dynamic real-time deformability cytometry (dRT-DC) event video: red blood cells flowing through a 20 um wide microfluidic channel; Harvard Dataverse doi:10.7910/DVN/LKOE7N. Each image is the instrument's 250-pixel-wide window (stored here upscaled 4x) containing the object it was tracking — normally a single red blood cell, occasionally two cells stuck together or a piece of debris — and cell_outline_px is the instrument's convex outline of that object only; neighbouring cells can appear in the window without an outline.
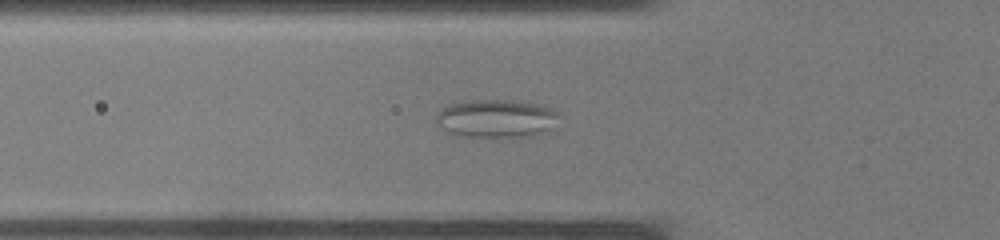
{"species": "common noctule bat (a hibernating species)", "species_latin": "Nyctalus noctula", "temperature_condition": "warm", "stored_images_in_passage": 34, "segment_of_instrument_passage": [1, 2], "camera_frame_rate_fps": 3000, "um_per_image_px": 0.085, "animal": {"sex": "male", "body_mass_g": 19.0, "forearm_length_mm": 50.8}, "frame": {"image": 1, "passage_image": 9, "time_ms": 2.667, "image_size_px": [1000, 240], "cell_outline_px": [[560, 112], [548, 132], [532, 136], [452, 136], [436, 124], [436, 116], [444, 108], [452, 104], [472, 100], [516, 100], [544, 104]], "centroid_in_image_um": [42.21, 10.07], "position_along_channel_um": 83.6, "area_um2": 27.46}}
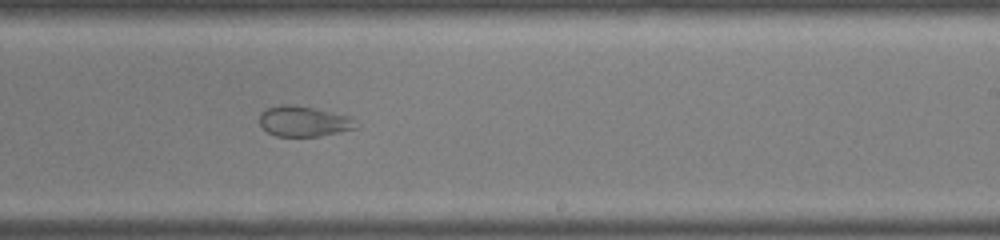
{"frame": {"image": 2, "passage_image": 19, "time_ms": 6.0, "image_size_px": [1000, 240], "cell_outline_px": [[360, 128], [320, 136], [276, 136], [268, 132], [260, 124], [260, 112], [264, 108], [280, 104], [288, 104], [312, 108], [352, 116]], "centroid_in_image_um": [25.84, 10.31], "position_along_channel_um": 263.2, "area_um2": 17.28}}
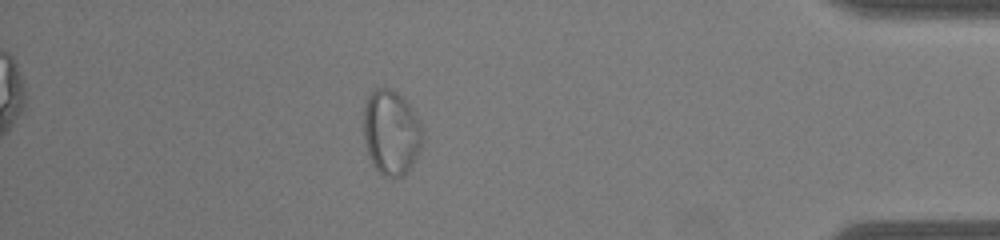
{"frame": {"image": 3, "passage_image": 29, "time_ms": 9.333, "image_size_px": [1000, 240], "cell_outline_px": [[420, 148], [408, 172], [404, 176], [384, 176], [372, 164], [368, 156], [364, 144], [364, 104], [368, 96], [376, 88], [388, 88], [396, 92], [408, 104], [420, 120]], "centroid_in_image_um": [33.21, 11.27], "position_along_channel_um": 402.0, "area_um2": 28.78}}